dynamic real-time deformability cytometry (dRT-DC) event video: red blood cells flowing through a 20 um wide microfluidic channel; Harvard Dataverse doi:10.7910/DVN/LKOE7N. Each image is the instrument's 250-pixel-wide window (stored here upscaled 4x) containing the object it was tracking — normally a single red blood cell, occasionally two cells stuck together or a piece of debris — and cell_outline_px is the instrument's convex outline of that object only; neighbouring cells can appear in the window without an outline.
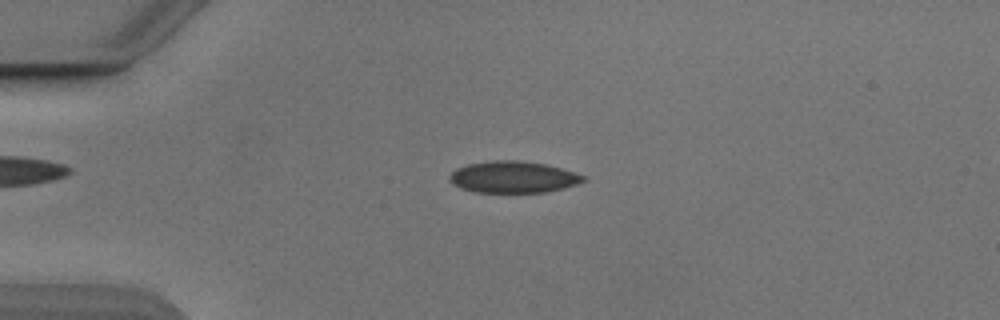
{"species": "Egyptian fruit bat (a non-hibernating species)", "species_latin": "Rousettus aegyptiacus", "temperature_condition": "cold", "stored_images_in_passage": 52, "camera_frame_rate_fps": 3000, "um_per_image_px": 0.085, "animal": {"sex": "male"}, "frame": {"image": 1, "passage_image": 12, "time_ms": 3.667, "image_size_px": [1000, 320], "cell_outline_px": [[588, 180], [564, 188], [544, 192], [476, 192], [460, 188], [452, 184], [448, 180], [448, 176], [456, 168], [468, 164], [492, 160], [516, 160], [544, 164], [560, 168], [584, 176]], "centroid_in_image_um": [43.57, 15.05], "position_along_channel_um": 41.4, "area_um2": 24.57}}
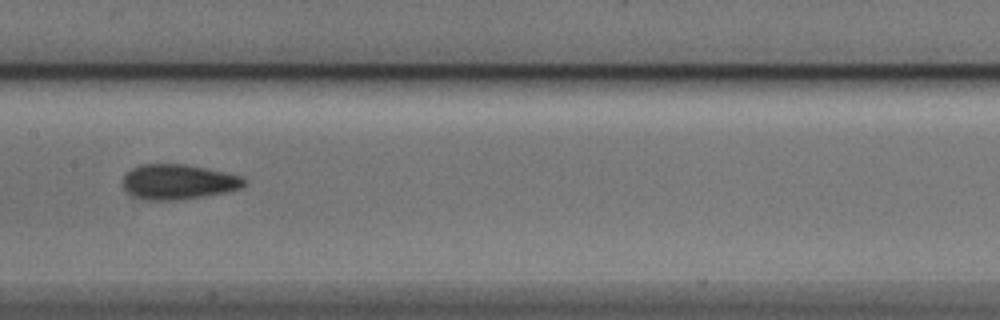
{"frame": {"image": 2, "passage_image": 26, "time_ms": 8.333, "image_size_px": [1000, 320], "cell_outline_px": [[248, 184], [240, 188], [228, 192], [204, 196], [176, 200], [144, 200], [132, 196], [124, 188], [124, 176], [132, 168], [140, 164], [184, 164], [224, 172], [240, 176], [248, 180]], "centroid_in_image_um": [15.17, 15.46], "position_along_channel_um": 192.2, "area_um2": 24.8}}
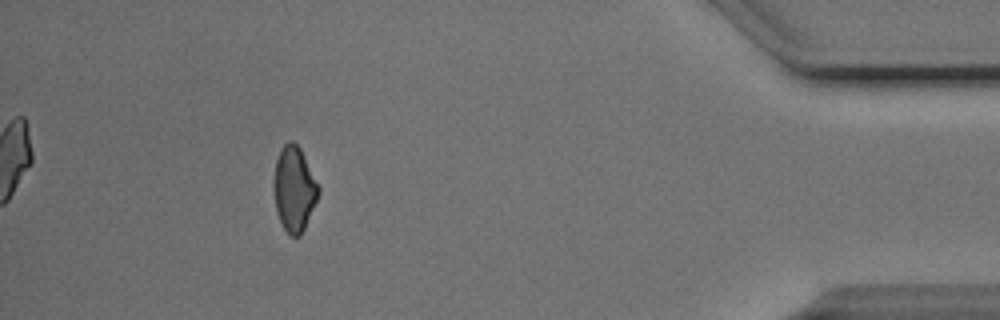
{"frame": {"image": 3, "passage_image": 47, "time_ms": 15.333, "image_size_px": [1000, 320], "cell_outline_px": [[320, 192], [304, 228], [300, 236], [288, 236], [276, 212], [272, 184], [276, 160], [280, 148], [288, 140], [292, 140], [300, 148], [320, 188]], "centroid_in_image_um": [24.97, 16.05], "position_along_channel_um": 410.2, "area_um2": 22.2}, "authors_computed_cell_mechanics": {"area_um2": 23.8714, "velocity_mm_per_s": 3.8829, "shape_relaxation_time_tau1_ms": 3.4403, "shape_relaxation_time_tau2_ms": 2.267, "deformation_change_tau1": 0.1143, "deformation_change_tau2": 0.0934}}